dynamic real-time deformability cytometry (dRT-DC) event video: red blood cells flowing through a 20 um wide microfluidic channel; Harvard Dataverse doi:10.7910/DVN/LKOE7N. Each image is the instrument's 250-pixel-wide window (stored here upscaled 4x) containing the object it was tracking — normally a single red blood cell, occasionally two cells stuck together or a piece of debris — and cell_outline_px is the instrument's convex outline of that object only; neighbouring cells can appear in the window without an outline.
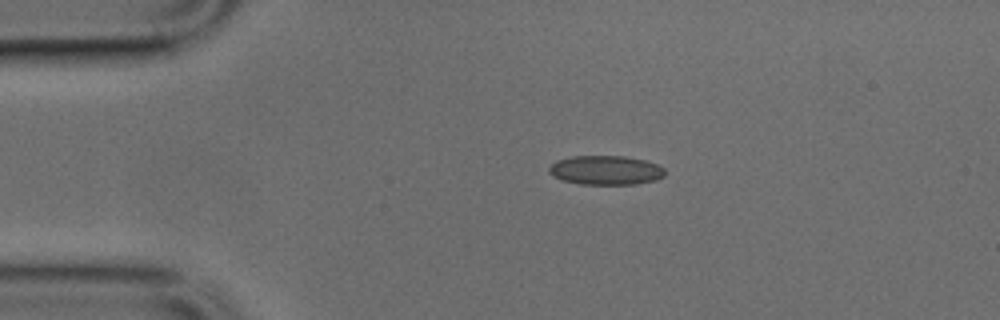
{"species": "common noctule bat (a hibernating species)", "species_latin": "Nyctalus noctula", "temperature_condition": "cold", "stored_images_in_passage": 27, "camera_frame_rate_fps": 3000, "um_per_image_px": 0.085, "animal": {"sex": "male", "body_mass_g": 17.9, "forearm_length_mm": 54.2}, "frame": {"image": 1, "passage_image": 1, "time_ms": 0.0, "image_size_px": [1000, 320], "cell_outline_px": [[664, 176], [656, 180], [636, 184], [580, 184], [560, 180], [552, 176], [548, 172], [548, 168], [556, 160], [572, 156], [624, 156], [644, 160], [656, 164], [664, 168]], "centroid_in_image_um": [51.45, 14.47], "position_along_channel_um": 33.6, "area_um2": 19.83}}
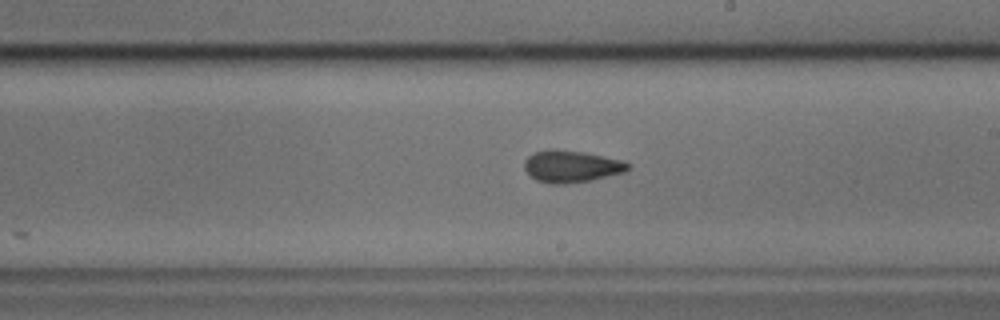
{"frame": {"image": 2, "passage_image": 19, "time_ms": 6.0, "image_size_px": [1000, 320], "cell_outline_px": [[632, 164], [624, 172], [592, 180], [568, 184], [548, 184], [536, 180], [524, 168], [524, 160], [528, 156], [536, 152], [584, 152], [620, 160]], "centroid_in_image_um": [48.59, 14.2], "position_along_channel_um": 240.4, "area_um2": 18.61}}
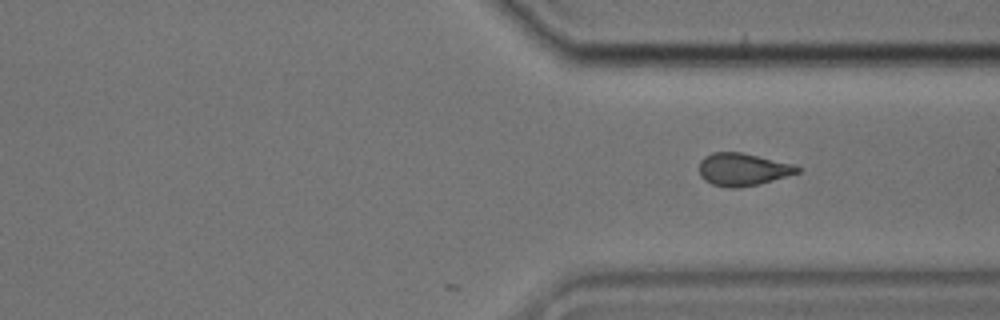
{"frame": {"image": 3, "passage_image": 27, "time_ms": 8.667, "image_size_px": [1000, 320], "cell_outline_px": [[800, 172], [760, 184], [736, 188], [732, 188], [712, 184], [704, 180], [700, 176], [700, 160], [704, 156], [712, 152], [740, 152], [796, 164], [800, 168]], "centroid_in_image_um": [63.14, 14.39], "position_along_channel_um": 348.3, "area_um2": 18.73}}